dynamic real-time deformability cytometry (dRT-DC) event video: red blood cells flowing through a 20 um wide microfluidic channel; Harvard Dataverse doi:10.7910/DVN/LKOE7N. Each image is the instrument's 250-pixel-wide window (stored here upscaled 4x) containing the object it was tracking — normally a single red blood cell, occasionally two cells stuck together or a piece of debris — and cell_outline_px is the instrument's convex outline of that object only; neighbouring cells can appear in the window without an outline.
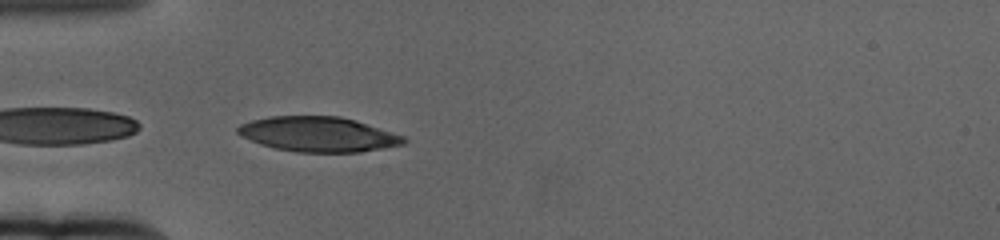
{"species": "human", "species_latin": "Homo sapiens", "temperature_condition": "cold", "stored_images_in_passage": 43, "camera_frame_rate_fps": 3000, "um_per_image_px": 0.085, "donor": {"sex": "female"}, "frame": {"image": 1, "passage_image": 1, "time_ms": 0.0, "image_size_px": [1000, 240], "cell_outline_px": [[408, 140], [404, 144], [384, 148], [360, 152], [296, 152], [272, 148], [260, 144], [236, 132], [236, 128], [240, 124], [252, 120], [268, 116], [340, 116], [404, 136]], "centroid_in_image_um": [27.03, 11.42], "position_along_channel_um": 58.0, "area_um2": 33.64}}
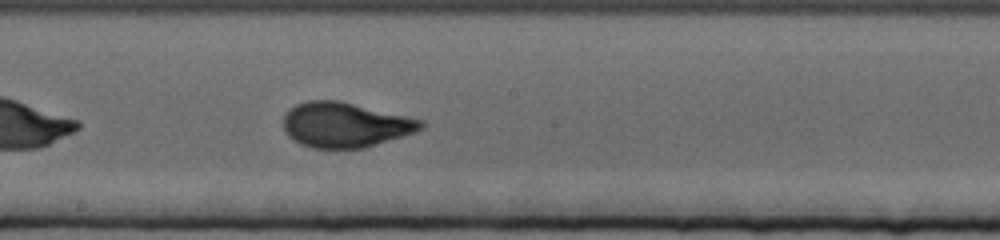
{"frame": {"image": 2, "passage_image": 16, "time_ms": 5.0, "image_size_px": [1000, 240], "cell_outline_px": [[424, 128], [416, 132], [364, 148], [312, 148], [300, 144], [288, 136], [284, 128], [284, 116], [288, 108], [296, 104], [308, 100], [340, 100], [424, 120]], "centroid_in_image_um": [29.34, 10.6], "position_along_channel_um": 218.9, "area_um2": 36.24}}
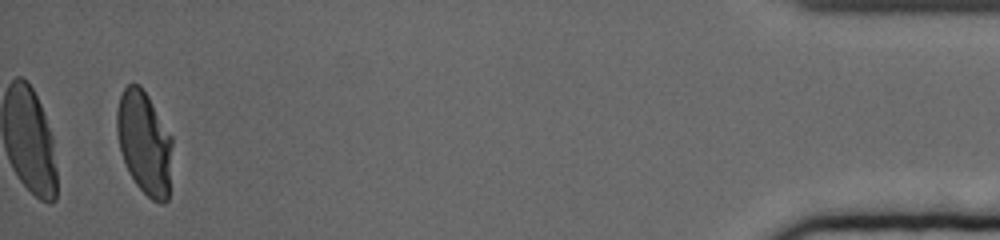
{"frame": {"image": 3, "passage_image": 41, "time_ms": 13.333, "image_size_px": [1000, 240], "cell_outline_px": [[172, 144], [168, 200], [164, 204], [160, 204], [152, 200], [136, 184], [128, 172], [120, 152], [116, 132], [116, 112], [120, 96], [124, 88], [128, 84], [140, 84], [148, 96], [172, 136]], "centroid_in_image_um": [12.26, 12.14], "position_along_channel_um": 422.9, "area_um2": 33.58}, "authors_computed_cell_mechanics": {"area_um2": 34.9112, "velocity_mm_per_s": 3.3416, "shape_relaxation_time_tau1_ms": 5.5659, "shape_relaxation_time_tau2_ms": null, "deformation_change_tau1": 0.2229, "deformation_change_tau2": null}}